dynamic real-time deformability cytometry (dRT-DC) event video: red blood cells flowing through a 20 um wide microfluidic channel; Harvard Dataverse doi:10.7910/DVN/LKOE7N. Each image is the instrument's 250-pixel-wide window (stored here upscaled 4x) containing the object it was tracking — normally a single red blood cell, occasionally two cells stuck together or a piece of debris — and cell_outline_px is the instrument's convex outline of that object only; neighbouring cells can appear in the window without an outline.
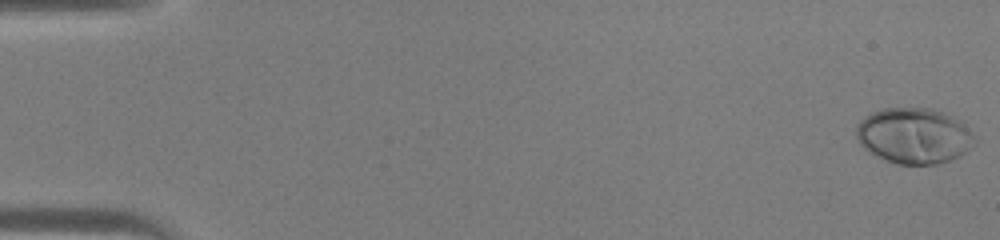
{"species": "human", "species_latin": "Homo sapiens", "temperature_condition": "warm", "stored_images_in_passage": 45, "camera_frame_rate_fps": 3000, "um_per_image_px": 0.085, "donor": {"sex": "male"}, "frame": {"image": 1, "passage_image": 1, "time_ms": 0.0, "image_size_px": [1000, 240], "cell_outline_px": [[976, 144], [972, 148], [960, 156], [936, 164], [896, 164], [868, 152], [860, 144], [856, 136], [856, 124], [864, 116], [872, 112], [884, 108], [932, 108], [952, 116], [960, 120], [976, 140]], "centroid_in_image_um": [77.67, 11.54], "position_along_channel_um": 7.3, "area_um2": 38.55}}
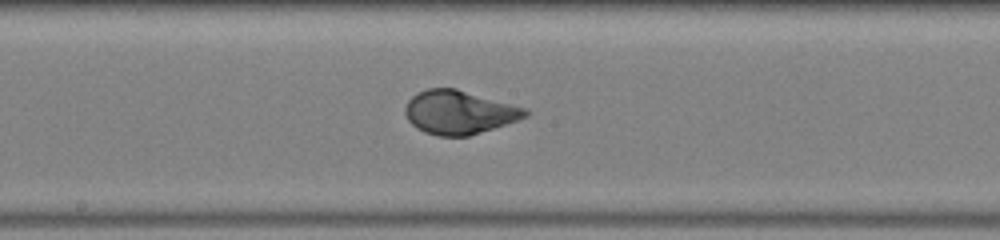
{"frame": {"image": 2, "passage_image": 25, "time_ms": 8.0, "image_size_px": [1000, 240], "cell_outline_px": [[528, 116], [468, 136], [440, 136], [424, 132], [416, 128], [408, 120], [404, 112], [404, 108], [408, 100], [416, 92], [428, 88], [456, 88], [528, 108]], "centroid_in_image_um": [38.99, 9.53], "position_along_channel_um": 209.2, "area_um2": 30.52}}
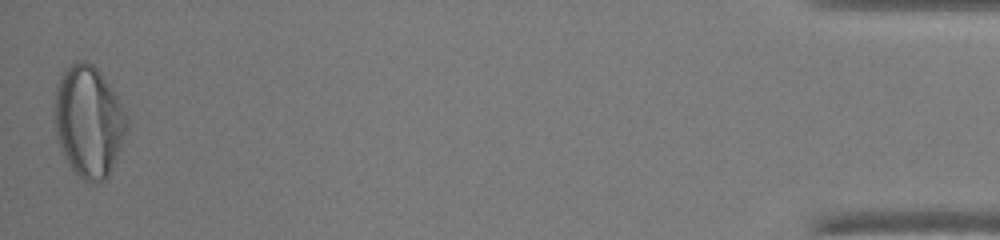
{"frame": {"image": 3, "passage_image": 45, "time_ms": 14.667, "image_size_px": [1000, 240], "cell_outline_px": [[128, 124], [108, 176], [104, 180], [92, 184], [84, 180], [72, 168], [60, 148], [56, 136], [56, 84], [60, 76], [76, 60], [84, 60], [92, 64], [100, 72], [112, 88], [124, 112]], "centroid_in_image_um": [7.52, 10.3], "position_along_channel_um": 427.7, "area_um2": 45.84}}